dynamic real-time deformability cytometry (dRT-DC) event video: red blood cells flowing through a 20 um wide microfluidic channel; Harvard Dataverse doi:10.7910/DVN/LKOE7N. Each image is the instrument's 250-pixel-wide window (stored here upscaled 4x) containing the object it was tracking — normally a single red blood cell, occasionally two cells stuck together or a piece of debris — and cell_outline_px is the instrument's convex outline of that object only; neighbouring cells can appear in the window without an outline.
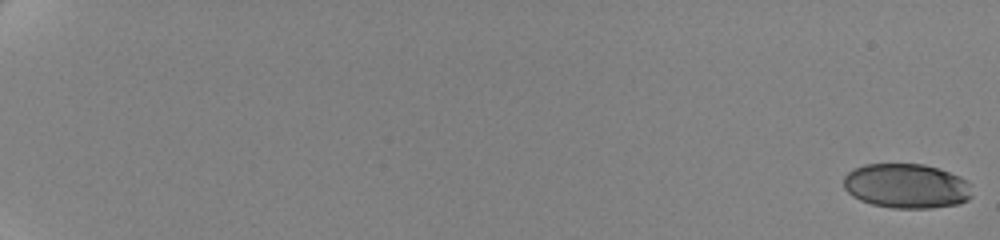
{"species": "human", "species_latin": "Homo sapiens", "temperature_condition": "cold", "stored_images_in_passage": 62, "camera_frame_rate_fps": 3000, "um_per_image_px": 0.085, "donor": {"sex": "female"}, "frame": {"image": 1, "passage_image": 1, "time_ms": 0.0, "image_size_px": [1000, 240], "cell_outline_px": [[972, 196], [968, 200], [956, 204], [932, 208], [892, 208], [872, 204], [860, 200], [852, 196], [844, 188], [844, 176], [852, 168], [864, 164], [924, 164], [960, 176], [968, 180], [972, 184]], "centroid_in_image_um": [77.06, 15.81], "position_along_channel_um": 7.9, "area_um2": 33.7}}
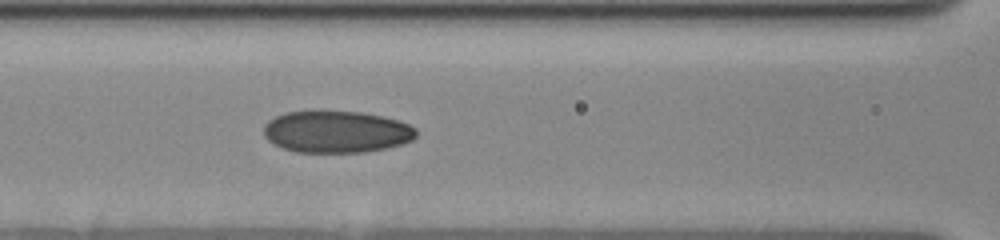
{"frame": {"image": 2, "passage_image": 32, "time_ms": 10.333, "image_size_px": [1000, 240], "cell_outline_px": [[416, 136], [412, 140], [400, 144], [384, 148], [364, 152], [296, 152], [284, 148], [268, 140], [264, 136], [264, 124], [268, 120], [284, 112], [360, 112], [384, 116], [408, 124], [416, 128]], "centroid_in_image_um": [28.59, 11.2], "position_along_channel_um": 138.0, "area_um2": 36.88}}
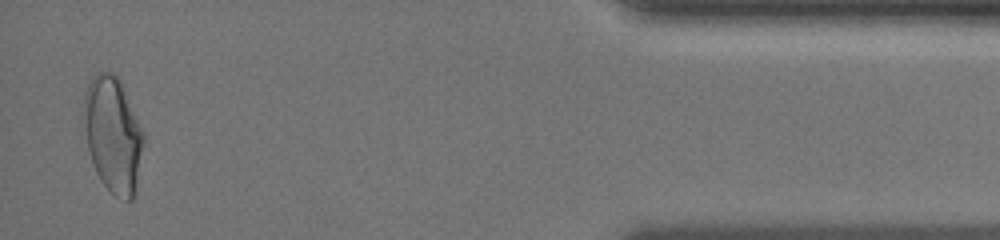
{"frame": {"image": 3, "passage_image": 61, "time_ms": 20.0, "image_size_px": [1000, 240], "cell_outline_px": [[144, 140], [136, 192], [132, 200], [120, 200], [100, 180], [96, 172], [88, 148], [80, 120], [80, 116], [84, 92], [88, 84], [96, 72], [112, 72], [120, 76], [144, 132]], "centroid_in_image_um": [9.58, 11.38], "position_along_channel_um": 425.6, "area_um2": 41.44}, "authors_computed_cell_mechanics": {"area_um2": 36.2695, "velocity_mm_per_s": 3.5072, "shape_relaxation_time_tau1_ms": 5.8223, "shape_relaxation_time_tau2_ms": 1.6278, "deformation_change_tau1": 0.1541, "deformation_change_tau2": 0.0652}}